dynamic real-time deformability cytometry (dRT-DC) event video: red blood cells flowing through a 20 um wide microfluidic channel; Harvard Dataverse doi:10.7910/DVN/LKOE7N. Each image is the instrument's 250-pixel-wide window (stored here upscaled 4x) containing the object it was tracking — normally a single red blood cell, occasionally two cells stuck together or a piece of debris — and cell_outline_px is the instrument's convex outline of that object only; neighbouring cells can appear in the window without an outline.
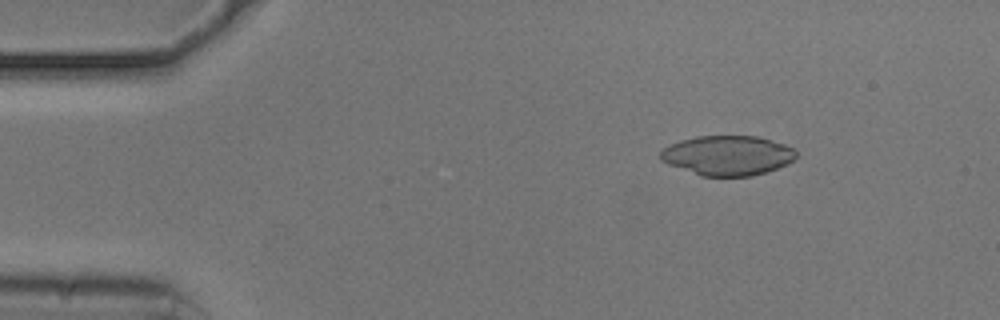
{"species": "common noctule bat (a hibernating species)", "species_latin": "Nyctalus noctula", "temperature_condition": "cold", "stored_images_in_passage": 54, "camera_frame_rate_fps": 3000, "um_per_image_px": 0.085, "animal": {"sex": "male", "body_mass_g": 20.5, "forearm_length_mm": 52.5}, "frame": {"image": 1, "passage_image": 8, "time_ms": 2.333, "image_size_px": [1000, 320], "cell_outline_px": [[796, 156], [788, 164], [752, 176], [700, 176], [668, 164], [660, 160], [660, 152], [668, 144], [680, 140], [696, 136], [756, 136], [784, 144], [796, 148]], "centroid_in_image_um": [61.82, 13.21], "position_along_channel_um": 23.2, "area_um2": 31.5}}